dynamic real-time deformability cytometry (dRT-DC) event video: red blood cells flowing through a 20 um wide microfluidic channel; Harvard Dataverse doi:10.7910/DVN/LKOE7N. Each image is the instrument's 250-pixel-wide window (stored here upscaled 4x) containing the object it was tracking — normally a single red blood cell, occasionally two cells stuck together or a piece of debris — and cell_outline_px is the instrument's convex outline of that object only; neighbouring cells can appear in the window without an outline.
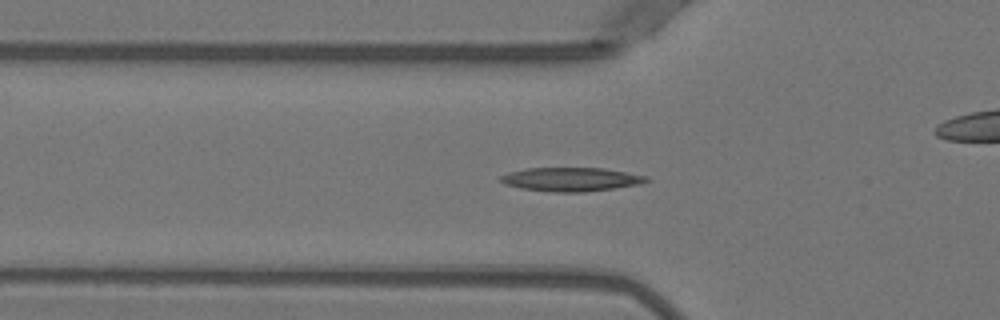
{"species": "Egyptian fruit bat (a non-hibernating species)", "species_latin": "Rousettus aegyptiacus", "temperature_condition": "warm", "stored_images_in_passage": 44, "camera_frame_rate_fps": 3000, "um_per_image_px": 0.085, "animal": {"sex": "female"}, "frame": {"image": 1, "passage_image": 9, "time_ms": 2.667, "image_size_px": [1000, 320], "cell_outline_px": [[652, 180], [640, 184], [616, 188], [584, 192], [552, 192], [520, 188], [504, 184], [500, 180], [500, 176], [508, 172], [524, 168], [604, 168], [648, 176]], "centroid_in_image_um": [48.55, 15.24], "position_along_channel_um": 77.2, "area_um2": 20.4}}
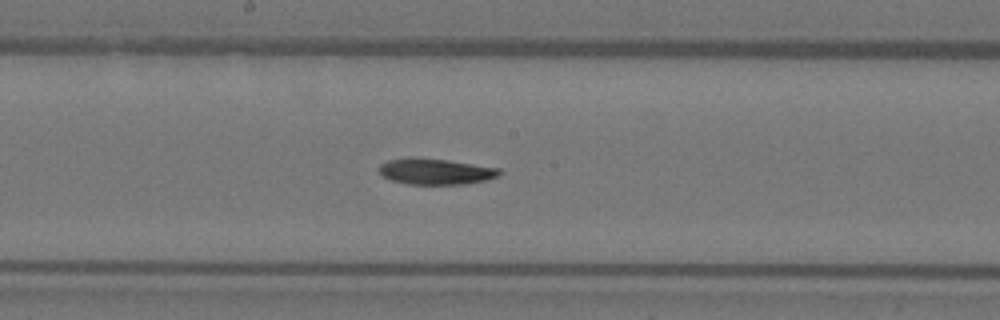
{"frame": {"image": 2, "passage_image": 19, "time_ms": 6.0, "image_size_px": [1000, 320], "cell_outline_px": [[504, 172], [496, 176], [484, 180], [464, 184], [408, 184], [392, 180], [384, 176], [380, 172], [380, 164], [388, 160], [412, 156], [448, 160], [500, 168]], "centroid_in_image_um": [37.02, 14.56], "position_along_channel_um": 211.2, "area_um2": 18.21}}
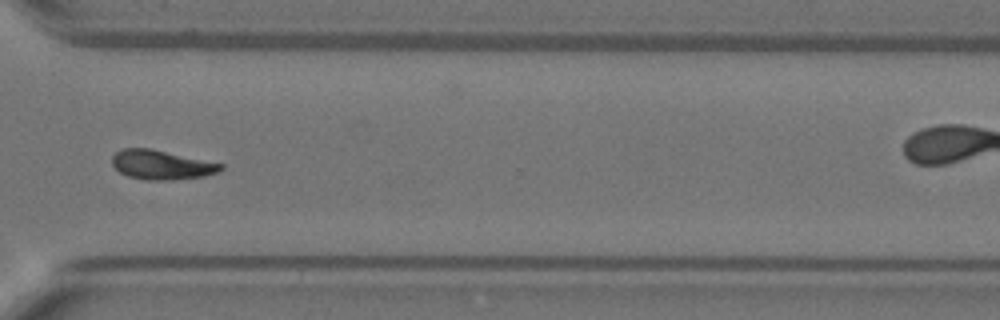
{"frame": {"image": 3, "passage_image": 30, "time_ms": 9.667, "image_size_px": [1000, 320], "cell_outline_px": [[224, 168], [216, 172], [204, 176], [168, 180], [148, 180], [128, 176], [120, 172], [112, 164], [112, 156], [116, 152], [124, 148], [148, 148], [224, 164]], "centroid_in_image_um": [13.71, 14.01], "position_along_channel_um": 356.9, "area_um2": 18.26}, "authors_computed_cell_mechanics": {"area_um2": 18.6405, "velocity_mm_per_s": 3.9841, "shape_relaxation_time_tau1_ms": 8.3626, "shape_relaxation_time_tau2_ms": null, "deformation_change_tau1": 0.2575, "deformation_change_tau2": null}}